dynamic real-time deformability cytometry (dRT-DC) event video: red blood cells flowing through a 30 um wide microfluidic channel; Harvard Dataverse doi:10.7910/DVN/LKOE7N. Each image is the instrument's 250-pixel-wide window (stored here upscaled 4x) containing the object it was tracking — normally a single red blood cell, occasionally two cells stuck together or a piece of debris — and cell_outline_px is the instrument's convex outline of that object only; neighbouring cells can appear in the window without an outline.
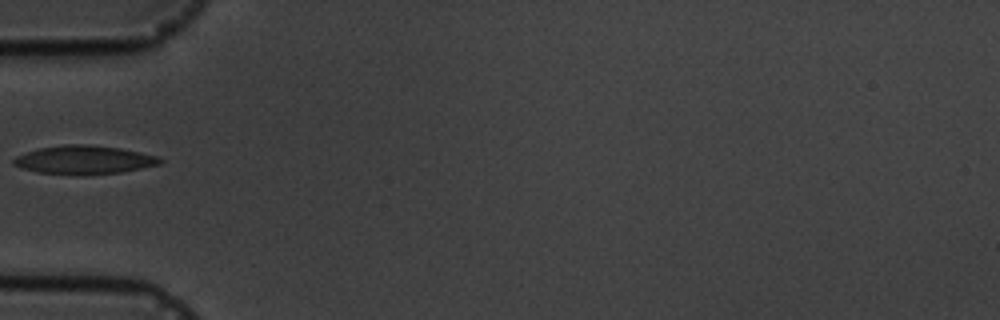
{"species": "common noctule bat (a hibernating species)", "species_latin": "Nyctalus noctula", "temperature_condition": "cold", "stored_images_in_passage": 5, "camera_frame_rate_fps": 3000, "um_per_image_px": 0.085, "animal": {"sex": "male", "body_mass_g": 19.5, "forearm_length_mm": 54.6}, "frame": {"image": 1, "passage_image": 4, "time_ms": 3.333, "image_size_px": [1000, 320], "cell_outline_px": [[164, 160], [160, 164], [120, 172], [84, 176], [36, 172], [20, 168], [12, 164], [12, 160], [16, 156], [40, 148], [64, 144], [88, 144], [120, 148], [160, 156]], "centroid_in_image_um": [7.14, 13.6], "position_along_channel_um": 77.9, "area_um2": 24.62}}
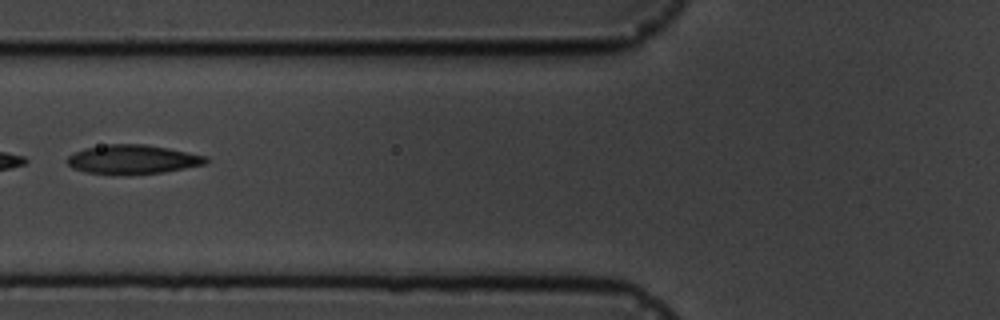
{"frame": {"image": 2, "passage_image": 5, "time_ms": 4.333, "image_size_px": [1000, 320], "cell_outline_px": [[208, 160], [204, 164], [164, 172], [84, 172], [72, 168], [68, 164], [68, 156], [72, 152], [84, 148], [108, 144], [144, 144], [168, 148], [208, 156]], "centroid_in_image_um": [11.27, 13.5], "position_along_channel_um": 114.5, "area_um2": 22.72}}